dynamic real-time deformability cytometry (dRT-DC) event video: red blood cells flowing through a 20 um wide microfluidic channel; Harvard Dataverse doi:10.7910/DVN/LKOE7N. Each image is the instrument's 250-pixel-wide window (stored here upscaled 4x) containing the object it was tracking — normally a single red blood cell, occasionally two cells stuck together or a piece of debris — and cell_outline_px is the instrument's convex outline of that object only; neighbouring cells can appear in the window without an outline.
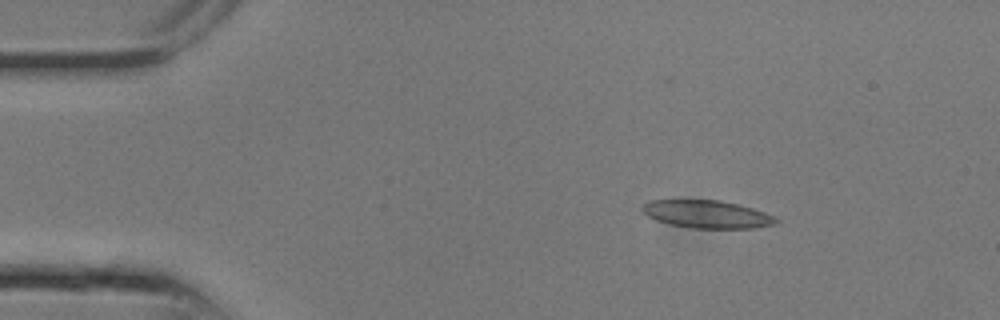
{"species": "common noctule bat (a hibernating species)", "species_latin": "Nyctalus noctula", "temperature_condition": "room temperature", "stored_images_in_passage": 6, "camera_frame_rate_fps": 3000, "um_per_image_px": 0.085, "animal": {"sex": "male", "body_mass_g": 13.3}, "frame": {"image": 1, "passage_image": 1, "time_ms": 0.0, "image_size_px": [1000, 320], "cell_outline_px": [[780, 220], [776, 224], [756, 228], [692, 228], [668, 224], [656, 220], [648, 216], [640, 208], [648, 200], [720, 200], [740, 204], [776, 216]], "centroid_in_image_um": [60.13, 18.21], "position_along_channel_um": 24.9, "area_um2": 21.85}}
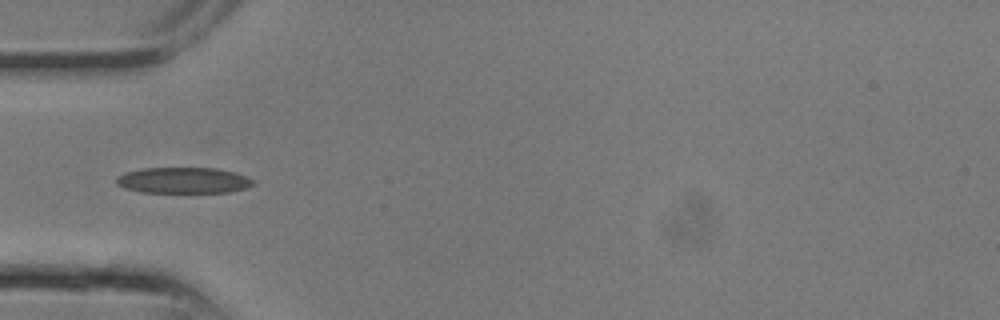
{"frame": {"image": 2, "passage_image": 5, "time_ms": 1.333, "image_size_px": [1000, 320], "cell_outline_px": [[256, 184], [244, 188], [228, 192], [140, 192], [124, 188], [116, 184], [116, 176], [124, 172], [140, 168], [216, 168], [236, 172], [252, 180]], "centroid_in_image_um": [15.53, 15.32], "position_along_channel_um": 69.5, "area_um2": 20.75}}